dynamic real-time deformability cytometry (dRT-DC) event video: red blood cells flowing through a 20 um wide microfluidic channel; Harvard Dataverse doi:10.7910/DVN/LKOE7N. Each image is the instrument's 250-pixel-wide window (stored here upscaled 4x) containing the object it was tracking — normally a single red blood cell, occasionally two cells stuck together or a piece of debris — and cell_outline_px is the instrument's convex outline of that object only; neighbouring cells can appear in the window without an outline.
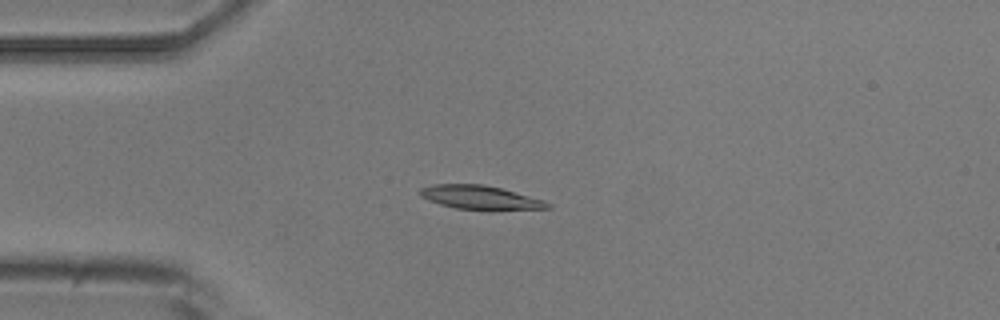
{"species": "common noctule bat (a hibernating species)", "species_latin": "Nyctalus noctula", "temperature_condition": "room temperature", "stored_images_in_passage": 3, "camera_frame_rate_fps": 3000, "um_per_image_px": 0.085, "animal": {"sex": "male", "body_mass_g": 20.5, "forearm_length_mm": 52.5}, "frame": {"image": 1, "passage_image": 2, "time_ms": 1.0, "image_size_px": [1000, 320], "cell_outline_px": [[552, 208], [456, 208], [440, 204], [428, 200], [420, 196], [420, 188], [432, 184], [484, 184], [500, 188], [544, 200], [552, 204]], "centroid_in_image_um": [40.75, 16.74], "position_along_channel_um": 44.2, "area_um2": 16.94}}
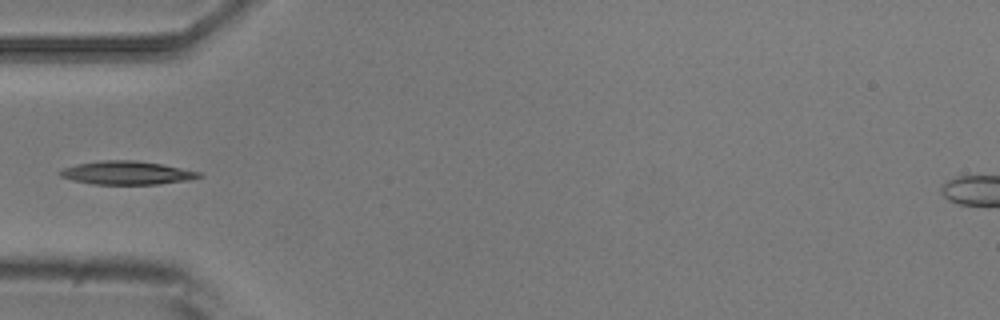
{"frame": {"image": 2, "passage_image": 3, "time_ms": 2.333, "image_size_px": [1000, 320], "cell_outline_px": [[204, 176], [192, 180], [156, 184], [92, 184], [72, 180], [60, 176], [56, 172], [64, 168], [76, 164], [104, 160], [136, 160], [160, 164], [200, 172]], "centroid_in_image_um": [10.77, 14.69], "position_along_channel_um": 74.2, "area_um2": 18.96}}